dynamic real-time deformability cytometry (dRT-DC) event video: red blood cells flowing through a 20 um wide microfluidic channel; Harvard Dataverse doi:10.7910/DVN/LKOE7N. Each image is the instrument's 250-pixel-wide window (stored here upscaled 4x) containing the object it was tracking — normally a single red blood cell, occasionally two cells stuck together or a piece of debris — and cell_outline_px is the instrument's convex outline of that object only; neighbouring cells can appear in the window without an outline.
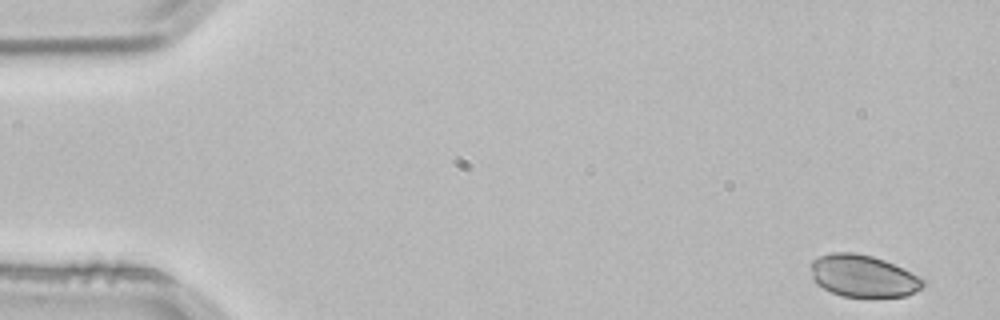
{"species": "common noctule bat (a hibernating species)", "species_latin": "Nyctalus noctula", "temperature_condition": "room temperature", "stored_images_in_passage": 52, "camera_frame_rate_fps": 3000, "um_per_image_px": 0.085, "animal": {"sex": "male", "body_mass_g": 21.5, "forearm_length_mm": 52.0}, "frame": {"image": 1, "passage_image": 1, "time_ms": 0.0, "image_size_px": [1000, 320], "cell_outline_px": [[928, 284], [924, 288], [904, 296], [840, 296], [816, 284], [812, 280], [812, 260], [820, 256], [832, 252], [856, 252], [872, 256], [884, 260], [924, 280]], "centroid_in_image_um": [73.34, 23.45], "position_along_channel_um": 11.7, "area_um2": 27.22}}
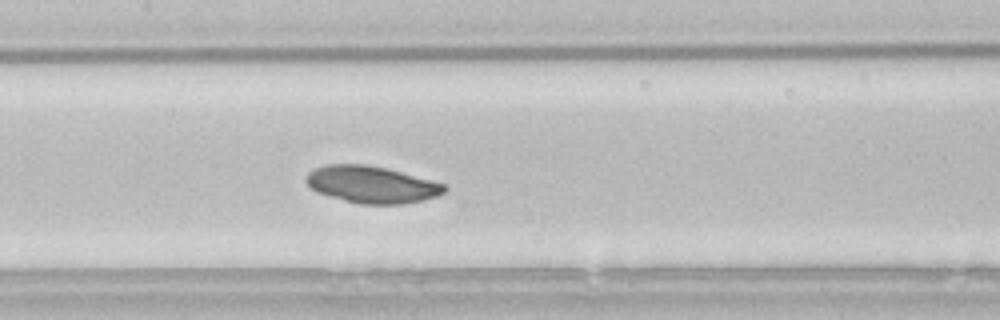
{"frame": {"image": 2, "passage_image": 24, "time_ms": 7.667, "image_size_px": [1000, 320], "cell_outline_px": [[448, 188], [444, 192], [436, 196], [424, 200], [404, 204], [360, 204], [344, 200], [316, 192], [304, 180], [308, 172], [312, 168], [324, 164], [368, 164], [388, 168], [432, 180], [444, 184]], "centroid_in_image_um": [31.57, 15.67], "position_along_channel_um": 175.8, "area_um2": 30.06}}
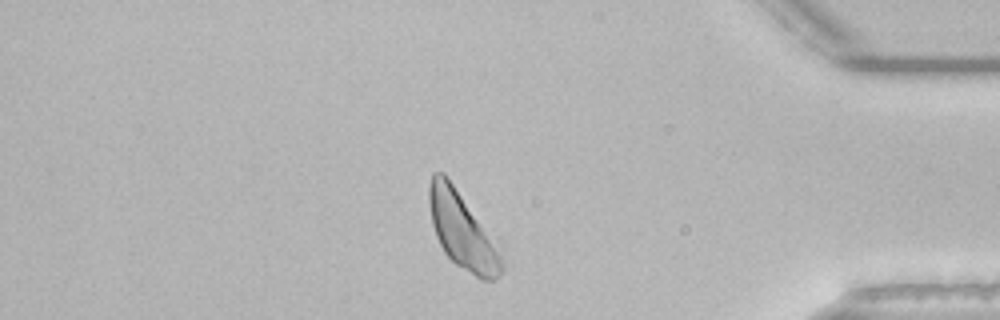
{"frame": {"image": 3, "passage_image": 44, "time_ms": 14.333, "image_size_px": [1000, 320], "cell_outline_px": [[504, 272], [496, 280], [480, 280], [456, 264], [444, 252], [436, 236], [432, 224], [428, 200], [428, 184], [432, 172], [444, 172], [504, 260]], "centroid_in_image_um": [39.23, 19.66], "position_along_channel_um": 396.0, "area_um2": 31.04}}